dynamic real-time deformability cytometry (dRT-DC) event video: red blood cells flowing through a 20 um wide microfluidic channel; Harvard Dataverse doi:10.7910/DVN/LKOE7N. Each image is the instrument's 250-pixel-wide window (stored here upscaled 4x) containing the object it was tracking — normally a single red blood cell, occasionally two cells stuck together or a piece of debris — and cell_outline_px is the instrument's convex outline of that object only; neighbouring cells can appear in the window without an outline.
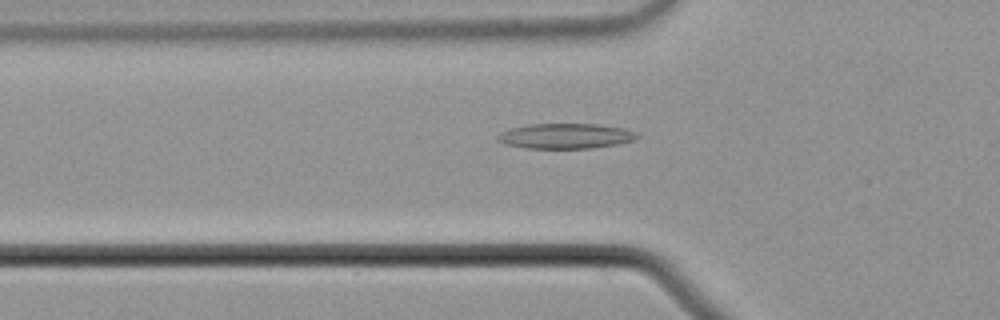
{"species": "common noctule bat (a hibernating species)", "species_latin": "Nyctalus noctula", "temperature_condition": "cold", "stored_images_in_passage": 55, "camera_frame_rate_fps": 3000, "um_per_image_px": 0.085, "animal": {"sex": "male", "body_mass_g": 21.5, "forearm_length_mm": 52.0}, "frame": {"image": 1, "passage_image": 19, "time_ms": 6.0, "image_size_px": [1000, 320], "cell_outline_px": [[640, 136], [632, 140], [616, 144], [592, 148], [524, 148], [508, 144], [496, 140], [496, 136], [500, 132], [512, 128], [528, 124], [600, 124], [620, 128], [636, 132]], "centroid_in_image_um": [48.04, 11.56], "position_along_channel_um": 77.8, "area_um2": 20.29}}
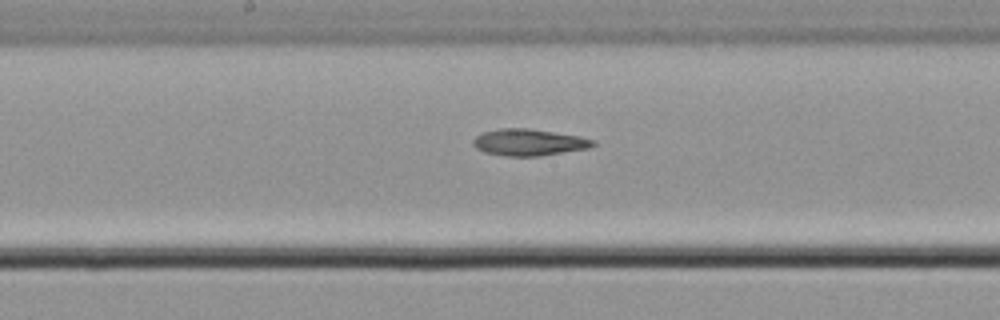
{"frame": {"image": 2, "passage_image": 29, "time_ms": 9.333, "image_size_px": [1000, 320], "cell_outline_px": [[596, 144], [588, 148], [540, 156], [504, 156], [484, 152], [476, 148], [472, 144], [472, 140], [476, 136], [484, 132], [500, 128], [528, 128], [580, 136], [596, 140]], "centroid_in_image_um": [44.95, 12.1], "position_along_channel_um": 203.3, "area_um2": 18.67}}
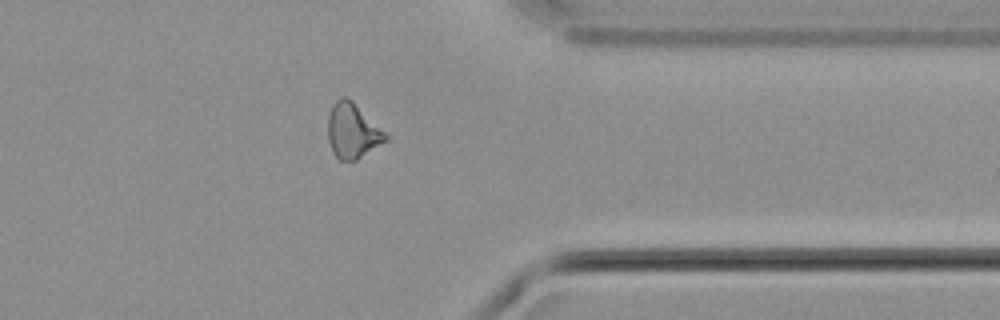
{"frame": {"image": 3, "passage_image": 44, "time_ms": 14.333, "image_size_px": [1000, 320], "cell_outline_px": [[388, 140], [356, 160], [340, 160], [332, 152], [328, 140], [328, 116], [332, 104], [340, 96], [344, 96], [352, 100], [388, 136]], "centroid_in_image_um": [29.93, 11.12], "position_along_channel_um": 381.5, "area_um2": 18.32}, "authors_computed_cell_mechanics": {"area_um2": 18.8428, "velocity_mm_per_s": 3.7532, "shape_relaxation_time_tau1_ms": 5.2447, "shape_relaxation_time_tau2_ms": 10.9884, "deformation_change_tau1": 0.1158, "deformation_change_tau2": 0.2541}}